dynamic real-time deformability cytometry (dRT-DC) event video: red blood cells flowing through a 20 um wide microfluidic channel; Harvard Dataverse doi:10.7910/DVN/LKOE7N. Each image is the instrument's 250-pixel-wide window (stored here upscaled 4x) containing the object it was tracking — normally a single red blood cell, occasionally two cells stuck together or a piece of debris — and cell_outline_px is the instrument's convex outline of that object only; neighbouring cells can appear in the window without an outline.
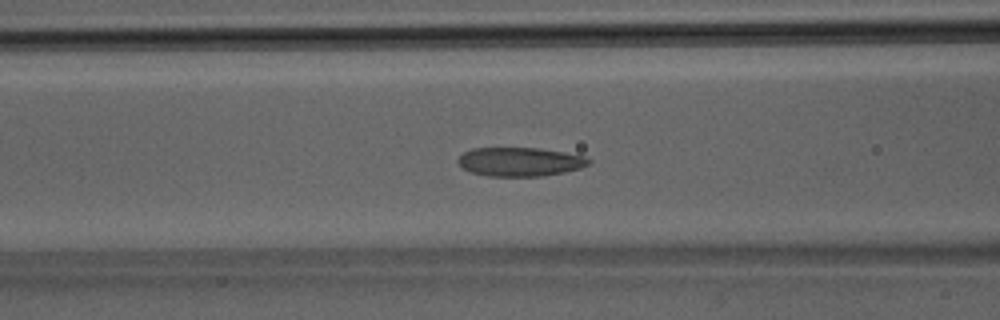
{"species": "Egyptian fruit bat (a non-hibernating species)", "species_latin": "Rousettus aegyptiacus", "temperature_condition": "room temperature", "stored_images_in_passage": 39, "camera_frame_rate_fps": 3000, "um_per_image_px": 0.085, "animal": {"sex": "male"}, "frame": {"image": 1, "passage_image": 16, "time_ms": 5.0, "image_size_px": [1000, 320], "cell_outline_px": [[592, 160], [588, 164], [580, 168], [564, 172], [544, 176], [488, 176], [472, 172], [460, 168], [456, 160], [464, 152], [472, 148], [540, 148], [564, 152], [584, 156]], "centroid_in_image_um": [44.17, 13.75], "position_along_channel_um": 122.4, "area_um2": 22.08}}
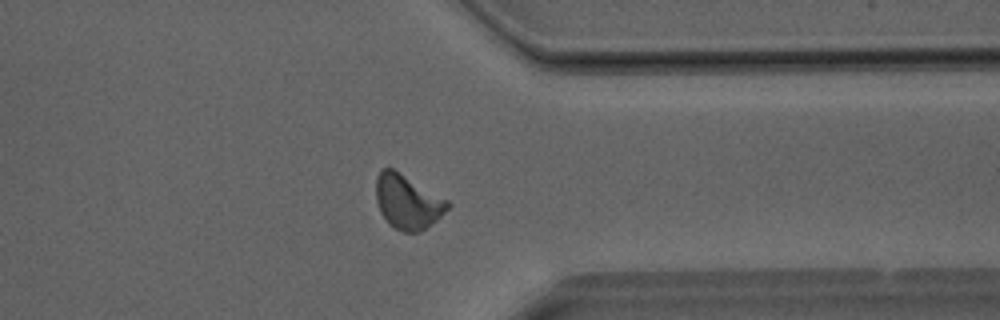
{"frame": {"image": 2, "passage_image": 31, "time_ms": 10.0, "image_size_px": [1000, 320], "cell_outline_px": [[452, 204], [436, 220], [420, 232], [404, 232], [388, 224], [380, 212], [376, 200], [376, 180], [380, 172], [384, 168], [392, 168], [448, 200]], "centroid_in_image_um": [34.63, 17.17], "position_along_channel_um": 376.8, "area_um2": 22.37}}
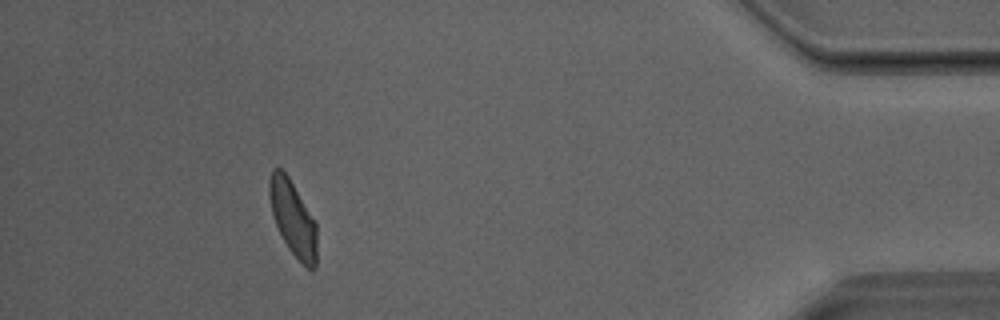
{"frame": {"image": 3, "passage_image": 36, "time_ms": 11.667, "image_size_px": [1000, 320], "cell_outline_px": [[316, 268], [308, 268], [288, 248], [272, 216], [268, 192], [268, 180], [272, 168], [280, 168], [288, 176], [316, 220]], "centroid_in_image_um": [24.89, 18.5], "position_along_channel_um": 410.3, "area_um2": 20.75}}